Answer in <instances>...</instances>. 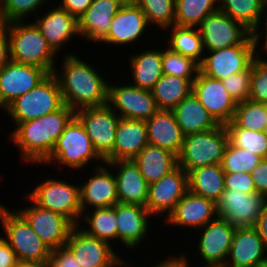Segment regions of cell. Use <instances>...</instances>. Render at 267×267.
Masks as SVG:
<instances>
[{"label":"cell","mask_w":267,"mask_h":267,"mask_svg":"<svg viewBox=\"0 0 267 267\" xmlns=\"http://www.w3.org/2000/svg\"><path fill=\"white\" fill-rule=\"evenodd\" d=\"M61 68L55 67L64 104L75 112L107 104L108 82L95 65H91L75 54L63 55Z\"/></svg>","instance_id":"obj_1"},{"label":"cell","mask_w":267,"mask_h":267,"mask_svg":"<svg viewBox=\"0 0 267 267\" xmlns=\"http://www.w3.org/2000/svg\"><path fill=\"white\" fill-rule=\"evenodd\" d=\"M75 116L69 106L48 113L40 118L21 122L10 131V140L20 150V159L27 163L39 164L51 154L57 139L66 125Z\"/></svg>","instance_id":"obj_2"},{"label":"cell","mask_w":267,"mask_h":267,"mask_svg":"<svg viewBox=\"0 0 267 267\" xmlns=\"http://www.w3.org/2000/svg\"><path fill=\"white\" fill-rule=\"evenodd\" d=\"M26 22H8L10 60L38 66L53 74L57 54L49 46L35 23Z\"/></svg>","instance_id":"obj_3"},{"label":"cell","mask_w":267,"mask_h":267,"mask_svg":"<svg viewBox=\"0 0 267 267\" xmlns=\"http://www.w3.org/2000/svg\"><path fill=\"white\" fill-rule=\"evenodd\" d=\"M0 224L4 240L11 246L17 260L48 263L51 249L17 211H11L0 202Z\"/></svg>","instance_id":"obj_4"},{"label":"cell","mask_w":267,"mask_h":267,"mask_svg":"<svg viewBox=\"0 0 267 267\" xmlns=\"http://www.w3.org/2000/svg\"><path fill=\"white\" fill-rule=\"evenodd\" d=\"M104 163L94 150L91 140L81 122L74 116L57 139L51 154L41 163L54 165L59 163L75 171L83 169L91 161ZM52 163V164H51ZM54 163V164H53Z\"/></svg>","instance_id":"obj_5"},{"label":"cell","mask_w":267,"mask_h":267,"mask_svg":"<svg viewBox=\"0 0 267 267\" xmlns=\"http://www.w3.org/2000/svg\"><path fill=\"white\" fill-rule=\"evenodd\" d=\"M228 142V131L225 125L220 124L205 132L185 135L177 156L178 166L188 173L199 167L221 164Z\"/></svg>","instance_id":"obj_6"},{"label":"cell","mask_w":267,"mask_h":267,"mask_svg":"<svg viewBox=\"0 0 267 267\" xmlns=\"http://www.w3.org/2000/svg\"><path fill=\"white\" fill-rule=\"evenodd\" d=\"M64 105L58 80L50 74L38 86L19 96L4 111L16 126L54 112Z\"/></svg>","instance_id":"obj_7"},{"label":"cell","mask_w":267,"mask_h":267,"mask_svg":"<svg viewBox=\"0 0 267 267\" xmlns=\"http://www.w3.org/2000/svg\"><path fill=\"white\" fill-rule=\"evenodd\" d=\"M43 181L28 196L40 207L59 213L78 225L82 216L79 185L55 177Z\"/></svg>","instance_id":"obj_8"},{"label":"cell","mask_w":267,"mask_h":267,"mask_svg":"<svg viewBox=\"0 0 267 267\" xmlns=\"http://www.w3.org/2000/svg\"><path fill=\"white\" fill-rule=\"evenodd\" d=\"M75 117L83 125L98 156L104 162H112L116 130L120 120L118 114L105 104L80 109L75 112Z\"/></svg>","instance_id":"obj_9"},{"label":"cell","mask_w":267,"mask_h":267,"mask_svg":"<svg viewBox=\"0 0 267 267\" xmlns=\"http://www.w3.org/2000/svg\"><path fill=\"white\" fill-rule=\"evenodd\" d=\"M204 51H213L239 44H255L251 31L227 14L217 11L198 26Z\"/></svg>","instance_id":"obj_10"},{"label":"cell","mask_w":267,"mask_h":267,"mask_svg":"<svg viewBox=\"0 0 267 267\" xmlns=\"http://www.w3.org/2000/svg\"><path fill=\"white\" fill-rule=\"evenodd\" d=\"M266 205L267 197L263 194L225 189L216 202V213L236 229L251 228L255 226Z\"/></svg>","instance_id":"obj_11"},{"label":"cell","mask_w":267,"mask_h":267,"mask_svg":"<svg viewBox=\"0 0 267 267\" xmlns=\"http://www.w3.org/2000/svg\"><path fill=\"white\" fill-rule=\"evenodd\" d=\"M261 53L264 52H259L256 44H239L206 51L200 71L208 77L222 80L229 75L247 70Z\"/></svg>","instance_id":"obj_12"},{"label":"cell","mask_w":267,"mask_h":267,"mask_svg":"<svg viewBox=\"0 0 267 267\" xmlns=\"http://www.w3.org/2000/svg\"><path fill=\"white\" fill-rule=\"evenodd\" d=\"M107 105L120 118L147 120L159 109L151 90L132 84H108Z\"/></svg>","instance_id":"obj_13"},{"label":"cell","mask_w":267,"mask_h":267,"mask_svg":"<svg viewBox=\"0 0 267 267\" xmlns=\"http://www.w3.org/2000/svg\"><path fill=\"white\" fill-rule=\"evenodd\" d=\"M25 197L29 199L27 202L31 201L33 204L16 211L26 219L35 233L51 250L64 246L75 225L65 216L40 207L28 195Z\"/></svg>","instance_id":"obj_14"},{"label":"cell","mask_w":267,"mask_h":267,"mask_svg":"<svg viewBox=\"0 0 267 267\" xmlns=\"http://www.w3.org/2000/svg\"><path fill=\"white\" fill-rule=\"evenodd\" d=\"M199 229L197 231L201 233L196 246L198 255L203 258V265L199 267H224L236 228L227 220L217 217Z\"/></svg>","instance_id":"obj_15"},{"label":"cell","mask_w":267,"mask_h":267,"mask_svg":"<svg viewBox=\"0 0 267 267\" xmlns=\"http://www.w3.org/2000/svg\"><path fill=\"white\" fill-rule=\"evenodd\" d=\"M49 75L38 66L9 60L0 69V109L5 110L19 96L38 86Z\"/></svg>","instance_id":"obj_16"},{"label":"cell","mask_w":267,"mask_h":267,"mask_svg":"<svg viewBox=\"0 0 267 267\" xmlns=\"http://www.w3.org/2000/svg\"><path fill=\"white\" fill-rule=\"evenodd\" d=\"M188 191V173L177 166L159 181L149 184L146 208L154 218L168 215Z\"/></svg>","instance_id":"obj_17"},{"label":"cell","mask_w":267,"mask_h":267,"mask_svg":"<svg viewBox=\"0 0 267 267\" xmlns=\"http://www.w3.org/2000/svg\"><path fill=\"white\" fill-rule=\"evenodd\" d=\"M192 93L220 125L232 121L237 103L221 80L208 77L201 71L192 84Z\"/></svg>","instance_id":"obj_18"},{"label":"cell","mask_w":267,"mask_h":267,"mask_svg":"<svg viewBox=\"0 0 267 267\" xmlns=\"http://www.w3.org/2000/svg\"><path fill=\"white\" fill-rule=\"evenodd\" d=\"M81 223L70 231L65 246L74 254L81 267H107L119 255L109 243L88 235Z\"/></svg>","instance_id":"obj_19"},{"label":"cell","mask_w":267,"mask_h":267,"mask_svg":"<svg viewBox=\"0 0 267 267\" xmlns=\"http://www.w3.org/2000/svg\"><path fill=\"white\" fill-rule=\"evenodd\" d=\"M110 170V171H109ZM112 168L97 164L94 167L92 176L87 177L84 183L80 184V204L82 213L87 208L112 207L119 203L116 187V178Z\"/></svg>","instance_id":"obj_20"},{"label":"cell","mask_w":267,"mask_h":267,"mask_svg":"<svg viewBox=\"0 0 267 267\" xmlns=\"http://www.w3.org/2000/svg\"><path fill=\"white\" fill-rule=\"evenodd\" d=\"M166 224L174 227L186 229H199L210 221L218 217L216 213V203L202 196L196 195L191 191L177 202L174 210L168 215L163 216Z\"/></svg>","instance_id":"obj_21"},{"label":"cell","mask_w":267,"mask_h":267,"mask_svg":"<svg viewBox=\"0 0 267 267\" xmlns=\"http://www.w3.org/2000/svg\"><path fill=\"white\" fill-rule=\"evenodd\" d=\"M150 24L140 7L135 2L124 3L114 16L107 37L101 42L107 45H133L143 39Z\"/></svg>","instance_id":"obj_22"},{"label":"cell","mask_w":267,"mask_h":267,"mask_svg":"<svg viewBox=\"0 0 267 267\" xmlns=\"http://www.w3.org/2000/svg\"><path fill=\"white\" fill-rule=\"evenodd\" d=\"M43 15L33 22L56 54L71 42V38L80 36L78 18L58 5L53 4L52 9L45 10Z\"/></svg>","instance_id":"obj_23"},{"label":"cell","mask_w":267,"mask_h":267,"mask_svg":"<svg viewBox=\"0 0 267 267\" xmlns=\"http://www.w3.org/2000/svg\"><path fill=\"white\" fill-rule=\"evenodd\" d=\"M105 163L108 167L115 169L113 172L116 178L119 203L146 207L149 184L135 162L133 160H117Z\"/></svg>","instance_id":"obj_24"},{"label":"cell","mask_w":267,"mask_h":267,"mask_svg":"<svg viewBox=\"0 0 267 267\" xmlns=\"http://www.w3.org/2000/svg\"><path fill=\"white\" fill-rule=\"evenodd\" d=\"M124 3L121 0H93L78 18L80 37L101 43L108 35L114 16ZM97 42V43H96Z\"/></svg>","instance_id":"obj_25"},{"label":"cell","mask_w":267,"mask_h":267,"mask_svg":"<svg viewBox=\"0 0 267 267\" xmlns=\"http://www.w3.org/2000/svg\"><path fill=\"white\" fill-rule=\"evenodd\" d=\"M117 215V241L123 243L125 248L134 249L139 247L149 233L152 219L146 207L132 204H116ZM149 226V227H148Z\"/></svg>","instance_id":"obj_26"},{"label":"cell","mask_w":267,"mask_h":267,"mask_svg":"<svg viewBox=\"0 0 267 267\" xmlns=\"http://www.w3.org/2000/svg\"><path fill=\"white\" fill-rule=\"evenodd\" d=\"M266 260L267 252L256 229L237 228L224 267H260Z\"/></svg>","instance_id":"obj_27"},{"label":"cell","mask_w":267,"mask_h":267,"mask_svg":"<svg viewBox=\"0 0 267 267\" xmlns=\"http://www.w3.org/2000/svg\"><path fill=\"white\" fill-rule=\"evenodd\" d=\"M145 123L148 144L169 150L176 156L179 155L185 135L181 131L172 110H158L145 120Z\"/></svg>","instance_id":"obj_28"},{"label":"cell","mask_w":267,"mask_h":267,"mask_svg":"<svg viewBox=\"0 0 267 267\" xmlns=\"http://www.w3.org/2000/svg\"><path fill=\"white\" fill-rule=\"evenodd\" d=\"M148 144L145 120L120 118L113 149V161L133 160Z\"/></svg>","instance_id":"obj_29"},{"label":"cell","mask_w":267,"mask_h":267,"mask_svg":"<svg viewBox=\"0 0 267 267\" xmlns=\"http://www.w3.org/2000/svg\"><path fill=\"white\" fill-rule=\"evenodd\" d=\"M172 111L184 135L205 132L219 125L193 93Z\"/></svg>","instance_id":"obj_30"},{"label":"cell","mask_w":267,"mask_h":267,"mask_svg":"<svg viewBox=\"0 0 267 267\" xmlns=\"http://www.w3.org/2000/svg\"><path fill=\"white\" fill-rule=\"evenodd\" d=\"M133 161L148 184L159 181L178 166L175 154L151 144H147Z\"/></svg>","instance_id":"obj_31"},{"label":"cell","mask_w":267,"mask_h":267,"mask_svg":"<svg viewBox=\"0 0 267 267\" xmlns=\"http://www.w3.org/2000/svg\"><path fill=\"white\" fill-rule=\"evenodd\" d=\"M129 67L133 82L130 84L141 89L151 90L163 76L162 49H146L143 52L129 56Z\"/></svg>","instance_id":"obj_32"},{"label":"cell","mask_w":267,"mask_h":267,"mask_svg":"<svg viewBox=\"0 0 267 267\" xmlns=\"http://www.w3.org/2000/svg\"><path fill=\"white\" fill-rule=\"evenodd\" d=\"M221 164L199 167L188 172V190L215 203L225 191Z\"/></svg>","instance_id":"obj_33"},{"label":"cell","mask_w":267,"mask_h":267,"mask_svg":"<svg viewBox=\"0 0 267 267\" xmlns=\"http://www.w3.org/2000/svg\"><path fill=\"white\" fill-rule=\"evenodd\" d=\"M195 79L163 75L151 89L159 110H173L184 98L192 93Z\"/></svg>","instance_id":"obj_34"},{"label":"cell","mask_w":267,"mask_h":267,"mask_svg":"<svg viewBox=\"0 0 267 267\" xmlns=\"http://www.w3.org/2000/svg\"><path fill=\"white\" fill-rule=\"evenodd\" d=\"M89 211L82 213L80 222L83 219L86 224L84 226V223H82L81 228L85 227L82 230L88 235L101 239L111 245L112 240H117L116 204L112 207L93 208V210ZM91 211L93 212L91 213Z\"/></svg>","instance_id":"obj_35"},{"label":"cell","mask_w":267,"mask_h":267,"mask_svg":"<svg viewBox=\"0 0 267 267\" xmlns=\"http://www.w3.org/2000/svg\"><path fill=\"white\" fill-rule=\"evenodd\" d=\"M171 30L167 38L168 48L186 57L202 63L205 52L198 27L173 25L165 29Z\"/></svg>","instance_id":"obj_36"},{"label":"cell","mask_w":267,"mask_h":267,"mask_svg":"<svg viewBox=\"0 0 267 267\" xmlns=\"http://www.w3.org/2000/svg\"><path fill=\"white\" fill-rule=\"evenodd\" d=\"M218 0H176L175 25L198 27L218 9Z\"/></svg>","instance_id":"obj_37"},{"label":"cell","mask_w":267,"mask_h":267,"mask_svg":"<svg viewBox=\"0 0 267 267\" xmlns=\"http://www.w3.org/2000/svg\"><path fill=\"white\" fill-rule=\"evenodd\" d=\"M263 0H218V9L250 31L259 21Z\"/></svg>","instance_id":"obj_38"},{"label":"cell","mask_w":267,"mask_h":267,"mask_svg":"<svg viewBox=\"0 0 267 267\" xmlns=\"http://www.w3.org/2000/svg\"><path fill=\"white\" fill-rule=\"evenodd\" d=\"M232 122L238 128L263 132L267 124V104L250 99L237 103Z\"/></svg>","instance_id":"obj_39"},{"label":"cell","mask_w":267,"mask_h":267,"mask_svg":"<svg viewBox=\"0 0 267 267\" xmlns=\"http://www.w3.org/2000/svg\"><path fill=\"white\" fill-rule=\"evenodd\" d=\"M225 127L234 146L249 150L262 159L267 158V135L264 132L238 128L232 121Z\"/></svg>","instance_id":"obj_40"},{"label":"cell","mask_w":267,"mask_h":267,"mask_svg":"<svg viewBox=\"0 0 267 267\" xmlns=\"http://www.w3.org/2000/svg\"><path fill=\"white\" fill-rule=\"evenodd\" d=\"M134 2L143 11L150 25L165 31L175 24L176 0H134Z\"/></svg>","instance_id":"obj_41"},{"label":"cell","mask_w":267,"mask_h":267,"mask_svg":"<svg viewBox=\"0 0 267 267\" xmlns=\"http://www.w3.org/2000/svg\"><path fill=\"white\" fill-rule=\"evenodd\" d=\"M162 50L163 75H172L185 79H196L200 72V64L166 47Z\"/></svg>","instance_id":"obj_42"},{"label":"cell","mask_w":267,"mask_h":267,"mask_svg":"<svg viewBox=\"0 0 267 267\" xmlns=\"http://www.w3.org/2000/svg\"><path fill=\"white\" fill-rule=\"evenodd\" d=\"M261 160L258 155L234 146L229 141L224 150L221 167L225 173H251Z\"/></svg>","instance_id":"obj_43"},{"label":"cell","mask_w":267,"mask_h":267,"mask_svg":"<svg viewBox=\"0 0 267 267\" xmlns=\"http://www.w3.org/2000/svg\"><path fill=\"white\" fill-rule=\"evenodd\" d=\"M46 1V2H45ZM48 0H1L2 22L26 21Z\"/></svg>","instance_id":"obj_44"},{"label":"cell","mask_w":267,"mask_h":267,"mask_svg":"<svg viewBox=\"0 0 267 267\" xmlns=\"http://www.w3.org/2000/svg\"><path fill=\"white\" fill-rule=\"evenodd\" d=\"M262 55L263 54H259V56L251 63L249 99L254 102L267 104V59Z\"/></svg>","instance_id":"obj_45"},{"label":"cell","mask_w":267,"mask_h":267,"mask_svg":"<svg viewBox=\"0 0 267 267\" xmlns=\"http://www.w3.org/2000/svg\"><path fill=\"white\" fill-rule=\"evenodd\" d=\"M221 81L236 103L250 98L251 66L247 70L229 75Z\"/></svg>","instance_id":"obj_46"},{"label":"cell","mask_w":267,"mask_h":267,"mask_svg":"<svg viewBox=\"0 0 267 267\" xmlns=\"http://www.w3.org/2000/svg\"><path fill=\"white\" fill-rule=\"evenodd\" d=\"M225 189H234L244 193H257L251 173H225Z\"/></svg>","instance_id":"obj_47"},{"label":"cell","mask_w":267,"mask_h":267,"mask_svg":"<svg viewBox=\"0 0 267 267\" xmlns=\"http://www.w3.org/2000/svg\"><path fill=\"white\" fill-rule=\"evenodd\" d=\"M47 267H81L74 254L64 245L50 252Z\"/></svg>","instance_id":"obj_48"},{"label":"cell","mask_w":267,"mask_h":267,"mask_svg":"<svg viewBox=\"0 0 267 267\" xmlns=\"http://www.w3.org/2000/svg\"><path fill=\"white\" fill-rule=\"evenodd\" d=\"M267 0H263V4H262V10H261V13H260V17H259V21H258V23H257V25L255 26V28H253V30L251 31V37H252V40L254 41V43L256 44V47H257V49H258V51L260 52V51H264V52H266V54H267ZM265 13H266V15H265ZM265 16V17H264ZM266 18V19H264L265 21V27H263L264 26V24H263V22L261 21V20H263V18ZM261 23H262V25H261ZM260 25H261V28H259L260 27ZM259 29V30H258ZM263 30V31H262ZM265 30V31H264ZM263 34V35H262ZM265 38L264 39V41H263V43L262 42H260V40L262 39L263 40V37ZM262 37V38H261ZM263 44L262 46H263V48H261V50H259L260 48H259V44ZM262 49H264V50H262Z\"/></svg>","instance_id":"obj_49"},{"label":"cell","mask_w":267,"mask_h":267,"mask_svg":"<svg viewBox=\"0 0 267 267\" xmlns=\"http://www.w3.org/2000/svg\"><path fill=\"white\" fill-rule=\"evenodd\" d=\"M251 175L256 187V192L267 197V158L262 159L252 170Z\"/></svg>","instance_id":"obj_50"},{"label":"cell","mask_w":267,"mask_h":267,"mask_svg":"<svg viewBox=\"0 0 267 267\" xmlns=\"http://www.w3.org/2000/svg\"><path fill=\"white\" fill-rule=\"evenodd\" d=\"M60 2L57 4L60 8L79 18L89 8L93 0H60Z\"/></svg>","instance_id":"obj_51"},{"label":"cell","mask_w":267,"mask_h":267,"mask_svg":"<svg viewBox=\"0 0 267 267\" xmlns=\"http://www.w3.org/2000/svg\"><path fill=\"white\" fill-rule=\"evenodd\" d=\"M10 60L8 23L0 22V69Z\"/></svg>","instance_id":"obj_52"},{"label":"cell","mask_w":267,"mask_h":267,"mask_svg":"<svg viewBox=\"0 0 267 267\" xmlns=\"http://www.w3.org/2000/svg\"><path fill=\"white\" fill-rule=\"evenodd\" d=\"M17 257L11 246L0 237V267H14Z\"/></svg>","instance_id":"obj_53"},{"label":"cell","mask_w":267,"mask_h":267,"mask_svg":"<svg viewBox=\"0 0 267 267\" xmlns=\"http://www.w3.org/2000/svg\"><path fill=\"white\" fill-rule=\"evenodd\" d=\"M184 255L185 254L177 256L168 255V257H164L163 260L158 261V263H156L157 265L155 264L154 267H187L188 263L186 261V255Z\"/></svg>","instance_id":"obj_54"},{"label":"cell","mask_w":267,"mask_h":267,"mask_svg":"<svg viewBox=\"0 0 267 267\" xmlns=\"http://www.w3.org/2000/svg\"><path fill=\"white\" fill-rule=\"evenodd\" d=\"M263 241L265 251L267 252V205L264 207L263 212L259 215L254 226Z\"/></svg>","instance_id":"obj_55"},{"label":"cell","mask_w":267,"mask_h":267,"mask_svg":"<svg viewBox=\"0 0 267 267\" xmlns=\"http://www.w3.org/2000/svg\"><path fill=\"white\" fill-rule=\"evenodd\" d=\"M14 267H47V264L33 261L17 260Z\"/></svg>","instance_id":"obj_56"},{"label":"cell","mask_w":267,"mask_h":267,"mask_svg":"<svg viewBox=\"0 0 267 267\" xmlns=\"http://www.w3.org/2000/svg\"><path fill=\"white\" fill-rule=\"evenodd\" d=\"M122 256H118L109 266H107V267H128V264L129 263H127L126 262V260H124L123 258H121ZM123 259V260H122Z\"/></svg>","instance_id":"obj_57"},{"label":"cell","mask_w":267,"mask_h":267,"mask_svg":"<svg viewBox=\"0 0 267 267\" xmlns=\"http://www.w3.org/2000/svg\"><path fill=\"white\" fill-rule=\"evenodd\" d=\"M123 3H130V2H134V0H121Z\"/></svg>","instance_id":"obj_58"},{"label":"cell","mask_w":267,"mask_h":267,"mask_svg":"<svg viewBox=\"0 0 267 267\" xmlns=\"http://www.w3.org/2000/svg\"><path fill=\"white\" fill-rule=\"evenodd\" d=\"M0 22H2V14H1V0H0Z\"/></svg>","instance_id":"obj_59"},{"label":"cell","mask_w":267,"mask_h":267,"mask_svg":"<svg viewBox=\"0 0 267 267\" xmlns=\"http://www.w3.org/2000/svg\"><path fill=\"white\" fill-rule=\"evenodd\" d=\"M260 267H267V260Z\"/></svg>","instance_id":"obj_60"},{"label":"cell","mask_w":267,"mask_h":267,"mask_svg":"<svg viewBox=\"0 0 267 267\" xmlns=\"http://www.w3.org/2000/svg\"><path fill=\"white\" fill-rule=\"evenodd\" d=\"M263 132L267 135V124H266L265 129H264Z\"/></svg>","instance_id":"obj_61"},{"label":"cell","mask_w":267,"mask_h":267,"mask_svg":"<svg viewBox=\"0 0 267 267\" xmlns=\"http://www.w3.org/2000/svg\"><path fill=\"white\" fill-rule=\"evenodd\" d=\"M186 261H187V263H188V265H187V267H191L190 265L191 264H189L190 262H188V260H187V258H186ZM199 265H197V267H198ZM194 267V266H193Z\"/></svg>","instance_id":"obj_62"}]
</instances>
